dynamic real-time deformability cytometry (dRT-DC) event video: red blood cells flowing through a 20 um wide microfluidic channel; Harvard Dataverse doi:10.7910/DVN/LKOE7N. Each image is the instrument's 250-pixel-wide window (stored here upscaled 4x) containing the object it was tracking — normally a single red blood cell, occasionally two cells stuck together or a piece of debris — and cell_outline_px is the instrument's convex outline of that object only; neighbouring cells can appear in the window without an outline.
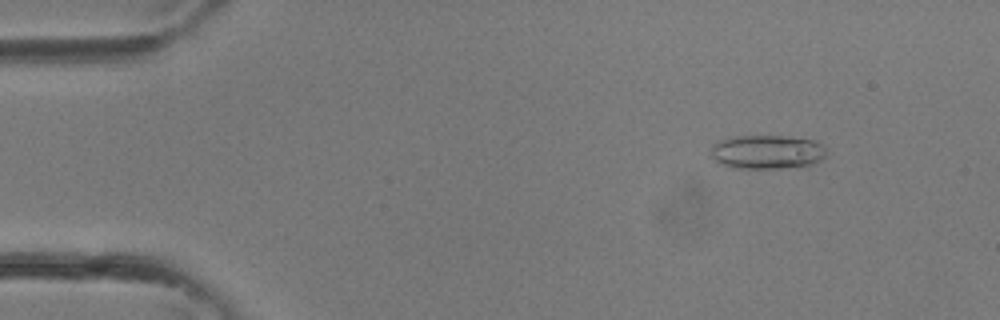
{"species": "common noctule bat (a hibernating species)", "species_latin": "Nyctalus noctula", "temperature_condition": "room temperature", "stored_images_in_passage": 34, "camera_frame_rate_fps": 3000, "um_per_image_px": 0.085, "animal": {"sex": "female"}, "frame": {"image": 1, "passage_image": 4, "time_ms": 1.0, "image_size_px": [1000, 320], "cell_outline_px": [[824, 156], [820, 160], [812, 164], [780, 168], [728, 168], [716, 160], [712, 156], [712, 144], [720, 140], [736, 136], [784, 136], [816, 140], [824, 144]], "centroid_in_image_um": [65.19, 12.91], "position_along_channel_um": 19.8, "area_um2": 22.77}}
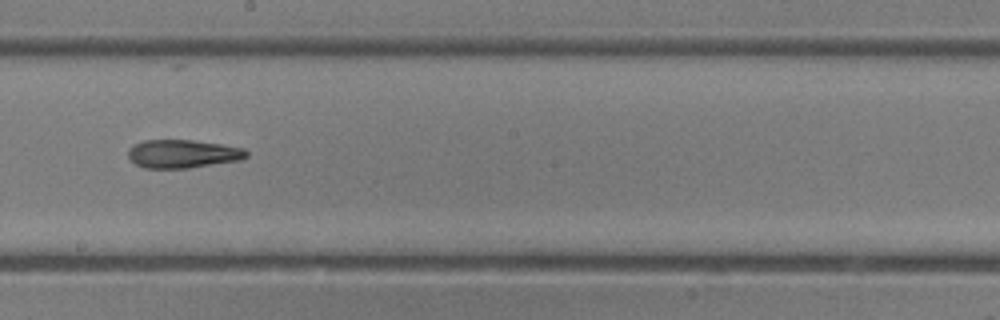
{"frame": {"image": 2, "passage_image": 19, "time_ms": 6.0, "image_size_px": [1000, 320], "cell_outline_px": [[248, 156], [240, 160], [188, 168], [144, 168], [136, 164], [128, 156], [128, 148], [132, 144], [144, 140], [192, 140], [220, 144], [244, 148], [248, 152]], "centroid_in_image_um": [15.52, 13.07], "position_along_channel_um": 232.7, "area_um2": 19.54}}
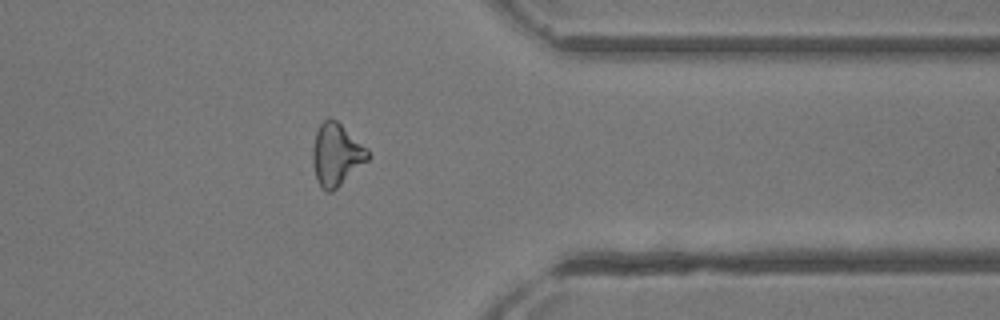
{"frame": {"image": 3, "passage_image": 27, "time_ms": 8.667, "image_size_px": [1000, 320], "cell_outline_px": [[372, 156], [368, 160], [332, 192], [324, 192], [320, 188], [316, 180], [312, 164], [312, 148], [316, 132], [320, 124], [324, 120], [336, 120], [368, 148]], "centroid_in_image_um": [28.59, 13.18], "position_along_channel_um": 382.8, "area_um2": 20.17}}